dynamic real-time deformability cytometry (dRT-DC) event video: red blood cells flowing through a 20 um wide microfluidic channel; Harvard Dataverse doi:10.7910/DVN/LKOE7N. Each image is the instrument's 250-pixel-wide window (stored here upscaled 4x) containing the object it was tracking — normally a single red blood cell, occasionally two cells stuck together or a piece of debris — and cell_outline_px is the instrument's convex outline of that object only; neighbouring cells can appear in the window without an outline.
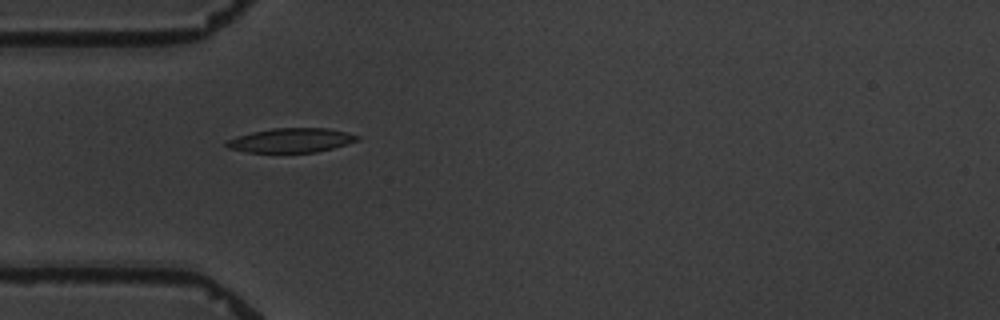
{"species": "common noctule bat (a hibernating species)", "species_latin": "Nyctalus noctula", "temperature_condition": "warm", "stored_images_in_passage": 6, "camera_frame_rate_fps": 3000, "um_per_image_px": 0.085, "animal": {"sex": "male", "body_mass_g": 19.5, "forearm_length_mm": 54.6}, "frame": {"image": 1, "passage_image": 1, "time_ms": 0.0, "image_size_px": [1000, 320], "cell_outline_px": [[360, 140], [332, 148], [316, 152], [248, 152], [228, 148], [224, 144], [224, 140], [236, 136], [252, 132], [272, 128], [328, 128], [360, 136]], "centroid_in_image_um": [24.7, 11.92], "position_along_channel_um": 60.3, "area_um2": 18.5}}
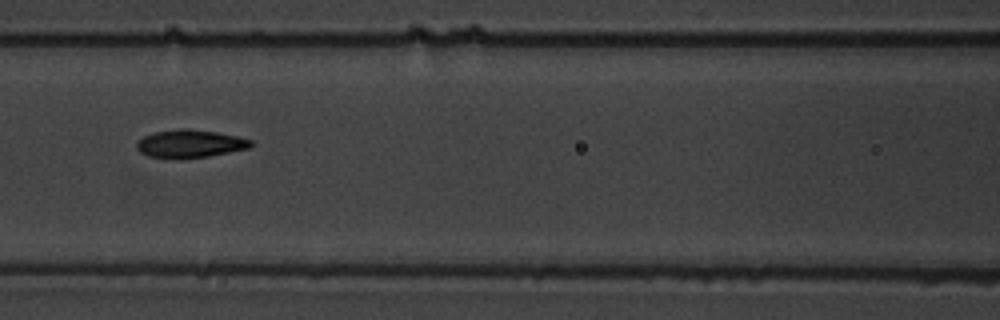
{"frame": {"image": 2, "passage_image": 3, "time_ms": 2.667, "image_size_px": [1000, 320], "cell_outline_px": [[252, 148], [208, 156], [180, 160], [148, 156], [140, 152], [136, 148], [136, 144], [144, 136], [156, 132], [176, 128], [188, 128], [216, 132], [240, 136], [252, 140]], "centroid_in_image_um": [16.18, 12.22], "position_along_channel_um": 150.4, "area_um2": 18.96}}
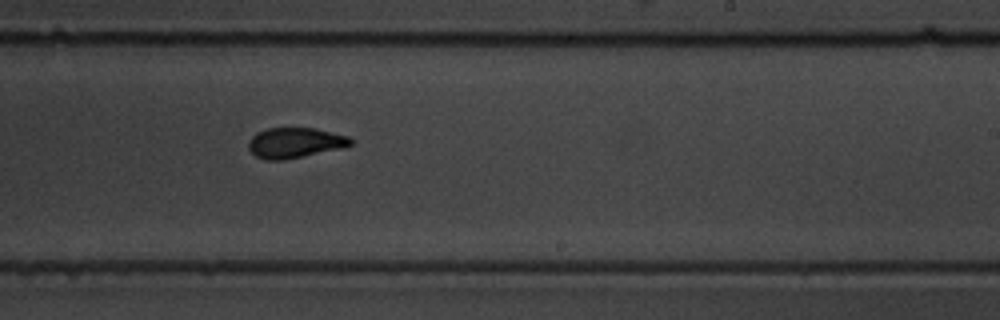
{"frame": {"image": 3, "passage_image": 6, "time_ms": 6.0, "image_size_px": [1000, 320], "cell_outline_px": [[352, 144], [344, 148], [284, 160], [264, 160], [256, 156], [248, 148], [248, 140], [256, 132], [268, 128], [316, 128], [348, 136], [352, 140]], "centroid_in_image_um": [25.06, 12.14], "position_along_channel_um": 263.9, "area_um2": 18.21}}